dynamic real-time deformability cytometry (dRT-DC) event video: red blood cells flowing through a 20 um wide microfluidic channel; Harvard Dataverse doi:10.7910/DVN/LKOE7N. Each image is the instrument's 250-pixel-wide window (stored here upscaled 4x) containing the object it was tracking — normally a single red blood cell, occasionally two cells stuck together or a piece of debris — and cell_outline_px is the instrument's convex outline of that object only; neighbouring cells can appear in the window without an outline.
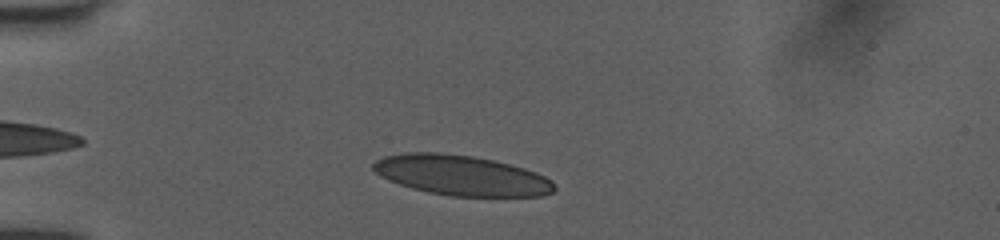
{"species": "human", "species_latin": "Homo sapiens", "temperature_condition": "room temperature", "stored_images_in_passage": 39, "camera_frame_rate_fps": 3000, "um_per_image_px": 0.085, "donor": {"sex": "female"}, "frame": {"image": 1, "passage_image": 6, "time_ms": 1.667, "image_size_px": [1000, 240], "cell_outline_px": [[556, 188], [552, 192], [544, 196], [452, 196], [428, 192], [412, 188], [388, 180], [380, 176], [372, 168], [372, 164], [376, 160], [384, 156], [404, 152], [436, 152], [472, 156], [492, 160], [524, 168], [536, 172], [552, 180]], "centroid_in_image_um": [39.2, 14.9], "position_along_channel_um": 45.8, "area_um2": 42.31}}
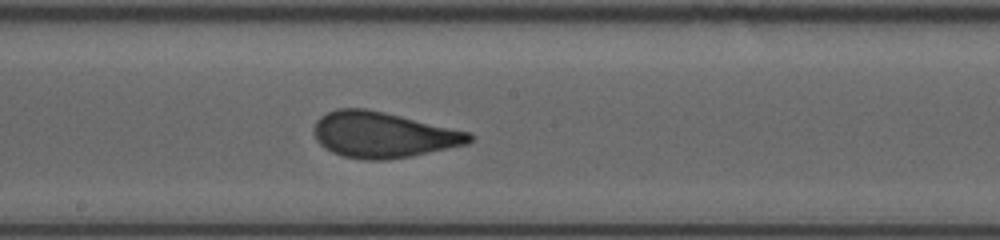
{"frame": {"image": 2, "passage_image": 21, "time_ms": 6.667, "image_size_px": [1000, 240], "cell_outline_px": [[476, 136], [468, 144], [412, 156], [384, 160], [364, 160], [344, 156], [332, 152], [324, 148], [316, 140], [312, 132], [312, 128], [316, 120], [320, 116], [336, 108], [364, 108], [384, 112], [472, 132]], "centroid_in_image_um": [32.56, 11.46], "position_along_channel_um": 215.6, "area_um2": 41.85}}
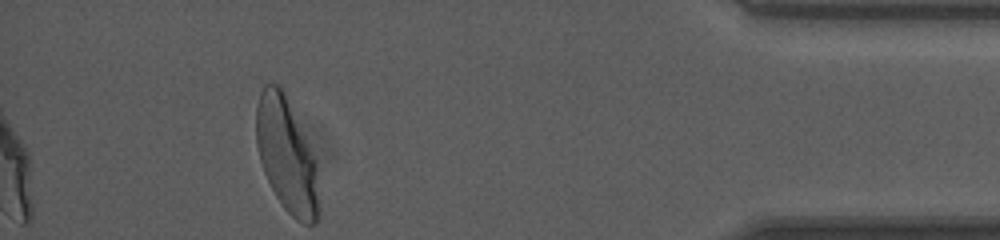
{"frame": {"image": 3, "passage_image": 39, "time_ms": 12.667, "image_size_px": [1000, 240], "cell_outline_px": [[320, 212], [316, 224], [304, 224], [296, 220], [284, 208], [276, 196], [264, 172], [260, 160], [256, 144], [256, 104], [260, 92], [264, 84], [280, 84], [284, 92], [316, 160], [320, 208]], "centroid_in_image_um": [24.37, 13.23], "position_along_channel_um": 410.8, "area_um2": 41.85}, "authors_computed_cell_mechanics": {"area_um2": 41.0958, "velocity_mm_per_s": 4.0291, "shape_relaxation_time_tau1_ms": 5.6065, "shape_relaxation_time_tau2_ms": null, "deformation_change_tau1": 0.1916, "deformation_change_tau2": null}}